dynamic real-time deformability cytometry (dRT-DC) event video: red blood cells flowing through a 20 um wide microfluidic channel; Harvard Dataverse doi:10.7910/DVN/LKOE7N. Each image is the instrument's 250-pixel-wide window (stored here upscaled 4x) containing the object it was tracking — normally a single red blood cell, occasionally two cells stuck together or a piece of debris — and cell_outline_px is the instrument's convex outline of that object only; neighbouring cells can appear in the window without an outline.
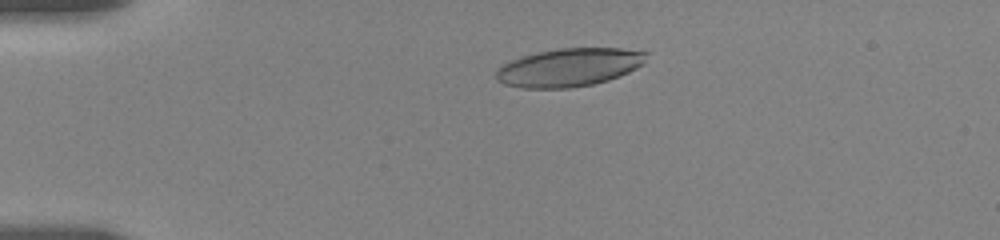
{"species": "human", "species_latin": "Homo sapiens", "temperature_condition": "room temperature", "stored_images_in_passage": 6, "camera_frame_rate_fps": 3000, "um_per_image_px": 0.085, "donor": {"sex": "female"}, "frame": {"image": 1, "passage_image": 4, "time_ms": 2.667, "image_size_px": [1000, 240], "cell_outline_px": [[648, 52], [644, 64], [620, 76], [608, 80], [592, 84], [572, 88], [520, 88], [504, 84], [496, 80], [496, 72], [504, 64], [512, 60], [524, 56], [540, 52], [560, 48], [620, 48]], "centroid_in_image_um": [48.4, 5.73], "position_along_channel_um": 36.6, "area_um2": 33.29}}